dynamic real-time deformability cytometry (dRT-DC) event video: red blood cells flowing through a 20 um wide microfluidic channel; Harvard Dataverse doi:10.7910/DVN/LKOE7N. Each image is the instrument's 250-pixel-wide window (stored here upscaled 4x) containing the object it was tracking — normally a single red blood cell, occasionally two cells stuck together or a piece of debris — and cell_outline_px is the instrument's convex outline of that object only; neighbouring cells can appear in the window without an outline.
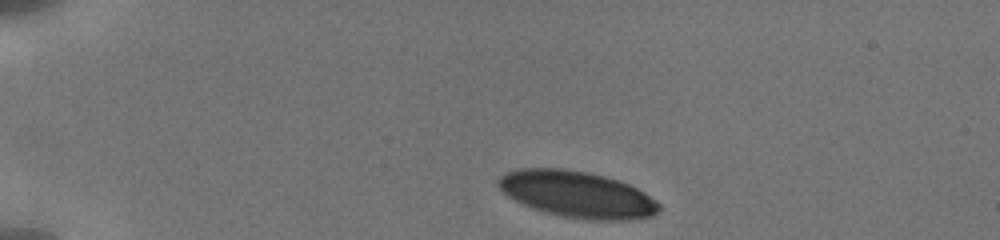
{"species": "human", "species_latin": "Homo sapiens", "temperature_condition": "cold", "stored_images_in_passage": 3, "camera_frame_rate_fps": 3000, "um_per_image_px": 0.085, "donor": {"sex": "male"}, "frame": {"image": 1, "passage_image": 1, "time_ms": 0.0, "image_size_px": [1000, 240], "cell_outline_px": [[660, 208], [652, 216], [632, 220], [588, 220], [564, 216], [544, 212], [532, 208], [508, 196], [496, 184], [496, 180], [504, 172], [520, 168], [564, 168], [588, 172], [604, 176], [628, 184], [644, 192], [660, 204]], "centroid_in_image_um": [49.03, 16.51], "position_along_channel_um": 36.0, "area_um2": 43.47}}